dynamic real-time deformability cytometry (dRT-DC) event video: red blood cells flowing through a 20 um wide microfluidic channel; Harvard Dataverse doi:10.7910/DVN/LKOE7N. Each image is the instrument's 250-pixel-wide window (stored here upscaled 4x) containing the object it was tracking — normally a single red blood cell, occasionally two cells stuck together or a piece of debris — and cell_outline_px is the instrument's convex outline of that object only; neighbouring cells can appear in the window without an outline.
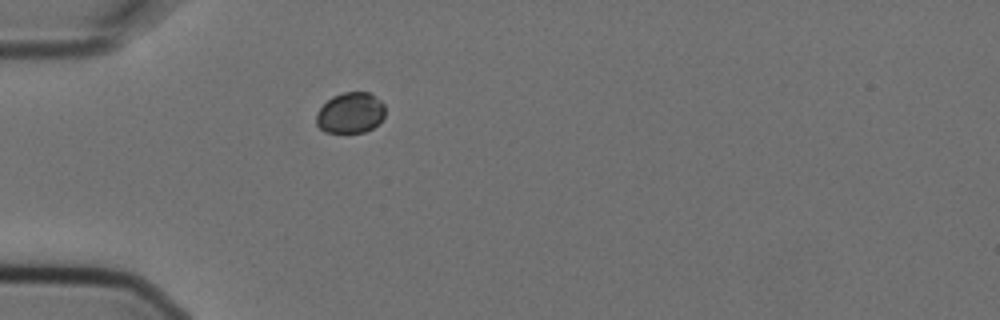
{"species": "Egyptian fruit bat (a non-hibernating species)", "species_latin": "Rousettus aegyptiacus", "temperature_condition": "cold", "stored_images_in_passage": 2, "camera_frame_rate_fps": 3000, "um_per_image_px": 0.085, "animal": {"sex": "female"}, "frame": {"image": 1, "passage_image": 1, "time_ms": 0.0, "image_size_px": [1000, 320], "cell_outline_px": [[384, 116], [372, 128], [364, 132], [324, 132], [316, 124], [316, 112], [332, 96], [344, 92], [368, 92], [380, 100], [384, 104]], "centroid_in_image_um": [29.76, 9.59], "position_along_channel_um": 55.2, "area_um2": 16.24}}